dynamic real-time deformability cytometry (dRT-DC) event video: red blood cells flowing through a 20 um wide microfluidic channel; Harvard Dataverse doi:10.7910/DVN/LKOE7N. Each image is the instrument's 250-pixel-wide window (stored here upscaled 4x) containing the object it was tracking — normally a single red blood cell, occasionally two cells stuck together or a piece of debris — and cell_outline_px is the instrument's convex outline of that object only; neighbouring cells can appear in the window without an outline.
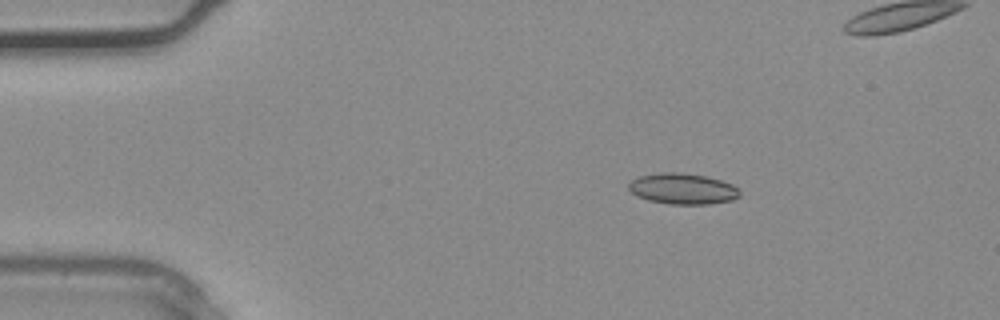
{"species": "common noctule bat (a hibernating species)", "species_latin": "Nyctalus noctula", "temperature_condition": "warm", "stored_images_in_passage": 37, "camera_frame_rate_fps": 3000, "um_per_image_px": 0.085, "animal": {"sex": "male", "body_mass_g": 20.4}, "frame": {"image": 1, "passage_image": 6, "time_ms": 1.667, "image_size_px": [1000, 320], "cell_outline_px": [[740, 196], [732, 200], [708, 204], [672, 204], [648, 200], [632, 192], [628, 188], [628, 184], [632, 180], [640, 176], [660, 172], [680, 172], [704, 176], [720, 180], [732, 184], [740, 192]], "centroid_in_image_um": [58.03, 16.04], "position_along_channel_um": 27.0, "area_um2": 19.77}}